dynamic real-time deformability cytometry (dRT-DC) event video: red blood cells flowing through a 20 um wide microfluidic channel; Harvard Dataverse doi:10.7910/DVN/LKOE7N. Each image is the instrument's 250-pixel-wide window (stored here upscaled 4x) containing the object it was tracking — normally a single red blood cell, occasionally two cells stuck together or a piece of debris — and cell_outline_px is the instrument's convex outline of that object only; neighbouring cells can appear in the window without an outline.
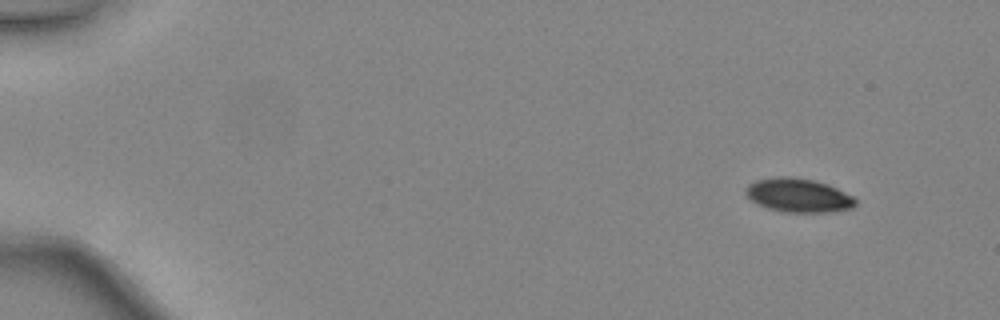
{"species": "common noctule bat (a hibernating species)", "species_latin": "Nyctalus noctula", "temperature_condition": "warm", "stored_images_in_passage": 44, "camera_frame_rate_fps": 3000, "um_per_image_px": 0.085, "animal": {"sex": "female", "body_mass_g": 24.6, "forearm_length_mm": 56.2}, "frame": {"image": 1, "passage_image": 1, "time_ms": 0.0, "image_size_px": [1000, 320], "cell_outline_px": [[856, 204], [852, 208], [828, 212], [784, 212], [768, 208], [756, 204], [744, 192], [748, 184], [756, 180], [780, 176], [788, 176], [816, 180], [828, 184], [852, 196], [856, 200]], "centroid_in_image_um": [67.85, 16.6], "position_along_channel_um": 17.2, "area_um2": 21.62}}
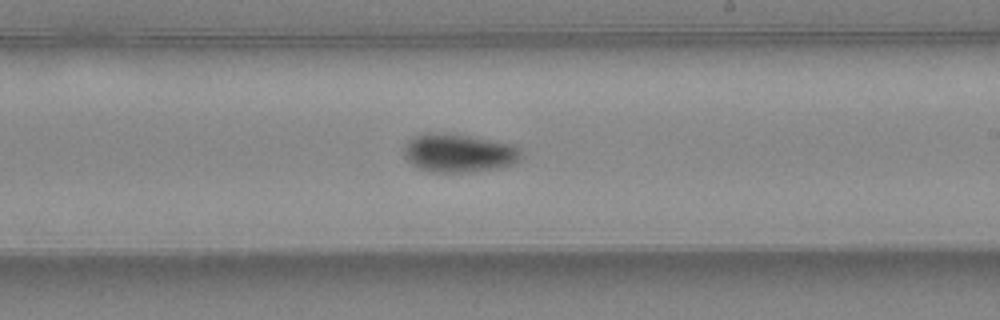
{"frame": {"image": 2, "passage_image": 26, "time_ms": 8.333, "image_size_px": [1000, 320], "cell_outline_px": [[524, 156], [520, 160], [512, 164], [500, 168], [476, 172], [428, 172], [416, 168], [404, 156], [404, 144], [412, 136], [424, 132], [436, 132], [468, 136], [512, 144], [520, 148]], "centroid_in_image_um": [38.98, 13.02], "position_along_channel_um": 250.0, "area_um2": 26.76}}
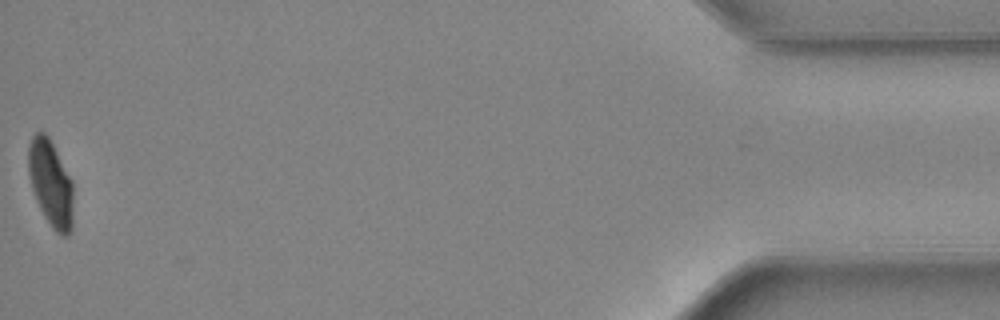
{"frame": {"image": 3, "passage_image": 44, "time_ms": 14.333, "image_size_px": [1000, 320], "cell_outline_px": [[72, 232], [68, 236], [60, 236], [52, 228], [44, 216], [36, 200], [32, 188], [28, 172], [28, 148], [32, 136], [36, 132], [44, 132], [48, 136], [72, 180]], "centroid_in_image_um": [4.31, 15.62], "position_along_channel_um": 430.9, "area_um2": 22.6}, "authors_computed_cell_mechanics": {"area_um2": 24.5072, "velocity_mm_per_s": 4.4522, "shape_relaxation_time_tau1_ms": 3.331, "shape_relaxation_time_tau2_ms": 5.6277, "deformation_change_tau1": 0.1281, "deformation_change_tau2": 0.0721}}